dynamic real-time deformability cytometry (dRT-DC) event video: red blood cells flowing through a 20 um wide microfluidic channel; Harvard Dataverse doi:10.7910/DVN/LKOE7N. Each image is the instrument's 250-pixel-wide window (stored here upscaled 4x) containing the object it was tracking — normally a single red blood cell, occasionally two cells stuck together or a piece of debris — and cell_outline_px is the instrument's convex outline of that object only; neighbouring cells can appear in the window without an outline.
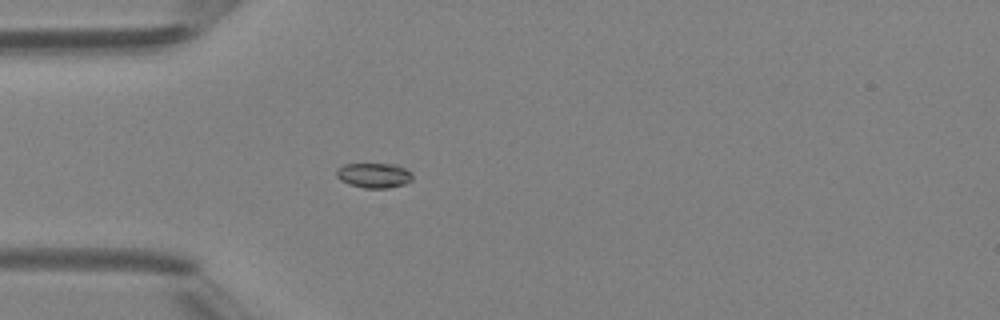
{"species": "Egyptian fruit bat (a non-hibernating species)", "species_latin": "Rousettus aegyptiacus", "temperature_condition": "room temperature", "stored_images_in_passage": 4, "camera_frame_rate_fps": 3000, "um_per_image_px": 0.085, "animal": {"sex": "female"}, "frame": {"image": 1, "passage_image": 4, "time_ms": 3.333, "image_size_px": [1000, 320], "cell_outline_px": [[412, 180], [404, 184], [388, 188], [364, 188], [348, 184], [340, 180], [336, 176], [336, 168], [344, 164], [396, 164], [412, 172]], "centroid_in_image_um": [31.77, 14.9], "position_along_channel_um": 53.2, "area_um2": 11.16}}